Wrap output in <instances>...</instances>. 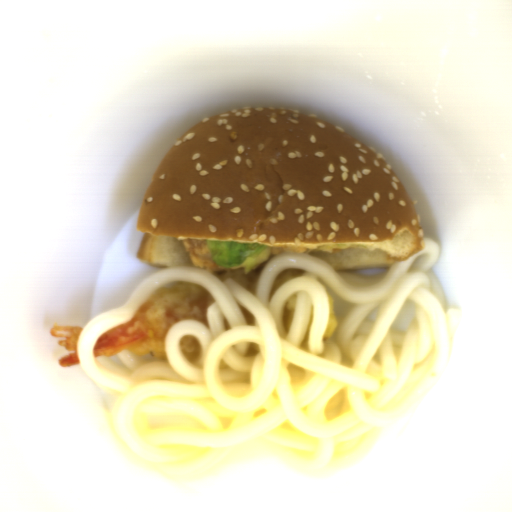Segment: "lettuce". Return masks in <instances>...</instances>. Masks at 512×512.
I'll return each mask as SVG.
<instances>
[{"label":"lettuce","mask_w":512,"mask_h":512,"mask_svg":"<svg viewBox=\"0 0 512 512\" xmlns=\"http://www.w3.org/2000/svg\"><path fill=\"white\" fill-rule=\"evenodd\" d=\"M205 243L215 265L244 270L246 275L257 270L271 254V246L258 242L209 240Z\"/></svg>","instance_id":"obj_1"}]
</instances>
